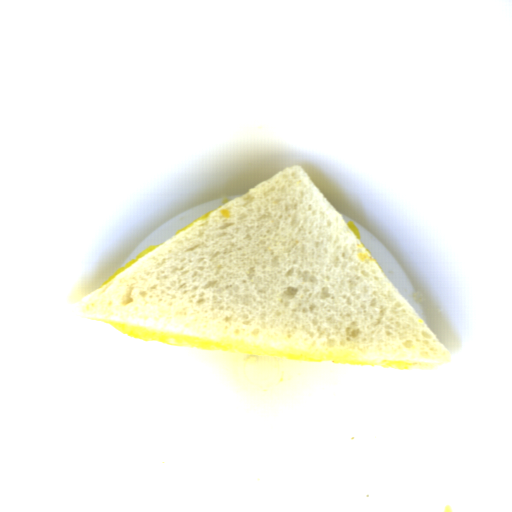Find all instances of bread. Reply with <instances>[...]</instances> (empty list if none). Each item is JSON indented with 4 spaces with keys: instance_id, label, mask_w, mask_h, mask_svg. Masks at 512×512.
<instances>
[{
    "instance_id": "1",
    "label": "bread",
    "mask_w": 512,
    "mask_h": 512,
    "mask_svg": "<svg viewBox=\"0 0 512 512\" xmlns=\"http://www.w3.org/2000/svg\"><path fill=\"white\" fill-rule=\"evenodd\" d=\"M72 311L207 339L454 363L301 165L216 208Z\"/></svg>"
}]
</instances>
